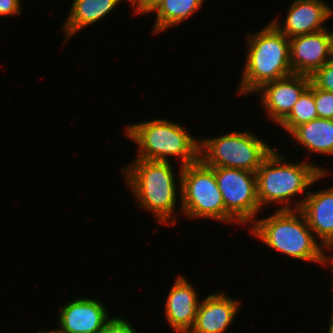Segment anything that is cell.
<instances>
[{
	"mask_svg": "<svg viewBox=\"0 0 333 333\" xmlns=\"http://www.w3.org/2000/svg\"><path fill=\"white\" fill-rule=\"evenodd\" d=\"M105 302L99 298L79 297L58 309L56 333H100L112 318Z\"/></svg>",
	"mask_w": 333,
	"mask_h": 333,
	"instance_id": "cell-9",
	"label": "cell"
},
{
	"mask_svg": "<svg viewBox=\"0 0 333 333\" xmlns=\"http://www.w3.org/2000/svg\"><path fill=\"white\" fill-rule=\"evenodd\" d=\"M178 168L176 173L171 161L133 159L121 169L138 208L150 213L158 225L176 224L178 208L177 215H181V204L177 203L181 201L182 166Z\"/></svg>",
	"mask_w": 333,
	"mask_h": 333,
	"instance_id": "cell-2",
	"label": "cell"
},
{
	"mask_svg": "<svg viewBox=\"0 0 333 333\" xmlns=\"http://www.w3.org/2000/svg\"><path fill=\"white\" fill-rule=\"evenodd\" d=\"M313 96L318 118L333 119V92L319 89L313 84Z\"/></svg>",
	"mask_w": 333,
	"mask_h": 333,
	"instance_id": "cell-20",
	"label": "cell"
},
{
	"mask_svg": "<svg viewBox=\"0 0 333 333\" xmlns=\"http://www.w3.org/2000/svg\"><path fill=\"white\" fill-rule=\"evenodd\" d=\"M289 44L293 73L312 76L333 57V30L298 35L290 38Z\"/></svg>",
	"mask_w": 333,
	"mask_h": 333,
	"instance_id": "cell-11",
	"label": "cell"
},
{
	"mask_svg": "<svg viewBox=\"0 0 333 333\" xmlns=\"http://www.w3.org/2000/svg\"><path fill=\"white\" fill-rule=\"evenodd\" d=\"M248 227L249 234L288 258L328 267L327 250L315 238L300 210H277Z\"/></svg>",
	"mask_w": 333,
	"mask_h": 333,
	"instance_id": "cell-3",
	"label": "cell"
},
{
	"mask_svg": "<svg viewBox=\"0 0 333 333\" xmlns=\"http://www.w3.org/2000/svg\"><path fill=\"white\" fill-rule=\"evenodd\" d=\"M276 149L271 151L256 171L258 203L261 209L273 204L278 207L277 210H299L309 193L308 189L327 178L329 168L311 163L308 158L302 162H289V156L285 157L279 148ZM298 196L300 199L295 200Z\"/></svg>",
	"mask_w": 333,
	"mask_h": 333,
	"instance_id": "cell-1",
	"label": "cell"
},
{
	"mask_svg": "<svg viewBox=\"0 0 333 333\" xmlns=\"http://www.w3.org/2000/svg\"><path fill=\"white\" fill-rule=\"evenodd\" d=\"M122 317H119V315L112 316L100 333H138L133 324L128 319Z\"/></svg>",
	"mask_w": 333,
	"mask_h": 333,
	"instance_id": "cell-22",
	"label": "cell"
},
{
	"mask_svg": "<svg viewBox=\"0 0 333 333\" xmlns=\"http://www.w3.org/2000/svg\"><path fill=\"white\" fill-rule=\"evenodd\" d=\"M176 275L165 299L163 317L172 331L188 333L195 322L200 293L187 277L179 273Z\"/></svg>",
	"mask_w": 333,
	"mask_h": 333,
	"instance_id": "cell-13",
	"label": "cell"
},
{
	"mask_svg": "<svg viewBox=\"0 0 333 333\" xmlns=\"http://www.w3.org/2000/svg\"><path fill=\"white\" fill-rule=\"evenodd\" d=\"M22 5L21 0H0V19L1 17H19L24 11Z\"/></svg>",
	"mask_w": 333,
	"mask_h": 333,
	"instance_id": "cell-23",
	"label": "cell"
},
{
	"mask_svg": "<svg viewBox=\"0 0 333 333\" xmlns=\"http://www.w3.org/2000/svg\"><path fill=\"white\" fill-rule=\"evenodd\" d=\"M316 118H318V113L314 102L313 83L310 82L309 87L301 94L289 115L278 126L282 127V130H285L289 134L299 125Z\"/></svg>",
	"mask_w": 333,
	"mask_h": 333,
	"instance_id": "cell-19",
	"label": "cell"
},
{
	"mask_svg": "<svg viewBox=\"0 0 333 333\" xmlns=\"http://www.w3.org/2000/svg\"><path fill=\"white\" fill-rule=\"evenodd\" d=\"M242 74L237 84V95L254 93L265 83L293 74L290 64L289 38L271 22L253 33H248Z\"/></svg>",
	"mask_w": 333,
	"mask_h": 333,
	"instance_id": "cell-5",
	"label": "cell"
},
{
	"mask_svg": "<svg viewBox=\"0 0 333 333\" xmlns=\"http://www.w3.org/2000/svg\"><path fill=\"white\" fill-rule=\"evenodd\" d=\"M310 82V76L293 73L265 83L253 94L259 95V105L265 109L267 118L278 126L289 115Z\"/></svg>",
	"mask_w": 333,
	"mask_h": 333,
	"instance_id": "cell-10",
	"label": "cell"
},
{
	"mask_svg": "<svg viewBox=\"0 0 333 333\" xmlns=\"http://www.w3.org/2000/svg\"><path fill=\"white\" fill-rule=\"evenodd\" d=\"M181 216L189 220H212L224 223L225 206L214 173L200 159L182 167Z\"/></svg>",
	"mask_w": 333,
	"mask_h": 333,
	"instance_id": "cell-7",
	"label": "cell"
},
{
	"mask_svg": "<svg viewBox=\"0 0 333 333\" xmlns=\"http://www.w3.org/2000/svg\"><path fill=\"white\" fill-rule=\"evenodd\" d=\"M246 130L201 137L199 159L209 167L235 168L256 173L261 162L276 146H270L251 129Z\"/></svg>",
	"mask_w": 333,
	"mask_h": 333,
	"instance_id": "cell-6",
	"label": "cell"
},
{
	"mask_svg": "<svg viewBox=\"0 0 333 333\" xmlns=\"http://www.w3.org/2000/svg\"><path fill=\"white\" fill-rule=\"evenodd\" d=\"M165 0H141L134 8L133 14L135 15H148L151 13L160 3Z\"/></svg>",
	"mask_w": 333,
	"mask_h": 333,
	"instance_id": "cell-24",
	"label": "cell"
},
{
	"mask_svg": "<svg viewBox=\"0 0 333 333\" xmlns=\"http://www.w3.org/2000/svg\"><path fill=\"white\" fill-rule=\"evenodd\" d=\"M329 325H328V327L329 328H327V333H333V312L331 311V314H330V317H329Z\"/></svg>",
	"mask_w": 333,
	"mask_h": 333,
	"instance_id": "cell-26",
	"label": "cell"
},
{
	"mask_svg": "<svg viewBox=\"0 0 333 333\" xmlns=\"http://www.w3.org/2000/svg\"><path fill=\"white\" fill-rule=\"evenodd\" d=\"M214 173L225 206V223L250 226L262 210L256 173L227 167H214Z\"/></svg>",
	"mask_w": 333,
	"mask_h": 333,
	"instance_id": "cell-8",
	"label": "cell"
},
{
	"mask_svg": "<svg viewBox=\"0 0 333 333\" xmlns=\"http://www.w3.org/2000/svg\"><path fill=\"white\" fill-rule=\"evenodd\" d=\"M206 0H165L152 12L155 20L152 26L153 35L166 32L171 27L183 23L197 13Z\"/></svg>",
	"mask_w": 333,
	"mask_h": 333,
	"instance_id": "cell-18",
	"label": "cell"
},
{
	"mask_svg": "<svg viewBox=\"0 0 333 333\" xmlns=\"http://www.w3.org/2000/svg\"><path fill=\"white\" fill-rule=\"evenodd\" d=\"M129 5L131 6L130 8H134L141 0H127Z\"/></svg>",
	"mask_w": 333,
	"mask_h": 333,
	"instance_id": "cell-27",
	"label": "cell"
},
{
	"mask_svg": "<svg viewBox=\"0 0 333 333\" xmlns=\"http://www.w3.org/2000/svg\"><path fill=\"white\" fill-rule=\"evenodd\" d=\"M123 0H73L67 18L61 26L64 43L78 32L97 24L112 13ZM126 1V0H124ZM118 5V6H117Z\"/></svg>",
	"mask_w": 333,
	"mask_h": 333,
	"instance_id": "cell-16",
	"label": "cell"
},
{
	"mask_svg": "<svg viewBox=\"0 0 333 333\" xmlns=\"http://www.w3.org/2000/svg\"><path fill=\"white\" fill-rule=\"evenodd\" d=\"M124 127V135L137 147L133 159L170 162L173 157L182 167L199 160V136L194 137L179 122L159 118Z\"/></svg>",
	"mask_w": 333,
	"mask_h": 333,
	"instance_id": "cell-4",
	"label": "cell"
},
{
	"mask_svg": "<svg viewBox=\"0 0 333 333\" xmlns=\"http://www.w3.org/2000/svg\"><path fill=\"white\" fill-rule=\"evenodd\" d=\"M299 210L315 238L330 254L333 247V185L310 190Z\"/></svg>",
	"mask_w": 333,
	"mask_h": 333,
	"instance_id": "cell-15",
	"label": "cell"
},
{
	"mask_svg": "<svg viewBox=\"0 0 333 333\" xmlns=\"http://www.w3.org/2000/svg\"><path fill=\"white\" fill-rule=\"evenodd\" d=\"M310 77L317 88L333 92V57Z\"/></svg>",
	"mask_w": 333,
	"mask_h": 333,
	"instance_id": "cell-21",
	"label": "cell"
},
{
	"mask_svg": "<svg viewBox=\"0 0 333 333\" xmlns=\"http://www.w3.org/2000/svg\"><path fill=\"white\" fill-rule=\"evenodd\" d=\"M289 135L308 155L318 153L333 157V119L316 118L294 128Z\"/></svg>",
	"mask_w": 333,
	"mask_h": 333,
	"instance_id": "cell-17",
	"label": "cell"
},
{
	"mask_svg": "<svg viewBox=\"0 0 333 333\" xmlns=\"http://www.w3.org/2000/svg\"><path fill=\"white\" fill-rule=\"evenodd\" d=\"M36 333H56V330L55 329H52V330L50 329V330H45V331L39 330Z\"/></svg>",
	"mask_w": 333,
	"mask_h": 333,
	"instance_id": "cell-28",
	"label": "cell"
},
{
	"mask_svg": "<svg viewBox=\"0 0 333 333\" xmlns=\"http://www.w3.org/2000/svg\"><path fill=\"white\" fill-rule=\"evenodd\" d=\"M225 291L201 298L195 322L188 333H226L240 312L241 300L228 296Z\"/></svg>",
	"mask_w": 333,
	"mask_h": 333,
	"instance_id": "cell-14",
	"label": "cell"
},
{
	"mask_svg": "<svg viewBox=\"0 0 333 333\" xmlns=\"http://www.w3.org/2000/svg\"><path fill=\"white\" fill-rule=\"evenodd\" d=\"M330 250L333 252V247ZM328 255H330V256H328V269L330 270V273L332 274L330 283L332 284L331 292L333 294V253L328 254Z\"/></svg>",
	"mask_w": 333,
	"mask_h": 333,
	"instance_id": "cell-25",
	"label": "cell"
},
{
	"mask_svg": "<svg viewBox=\"0 0 333 333\" xmlns=\"http://www.w3.org/2000/svg\"><path fill=\"white\" fill-rule=\"evenodd\" d=\"M283 22L276 17L270 22L289 39L327 29L333 9L325 0H292Z\"/></svg>",
	"mask_w": 333,
	"mask_h": 333,
	"instance_id": "cell-12",
	"label": "cell"
}]
</instances>
